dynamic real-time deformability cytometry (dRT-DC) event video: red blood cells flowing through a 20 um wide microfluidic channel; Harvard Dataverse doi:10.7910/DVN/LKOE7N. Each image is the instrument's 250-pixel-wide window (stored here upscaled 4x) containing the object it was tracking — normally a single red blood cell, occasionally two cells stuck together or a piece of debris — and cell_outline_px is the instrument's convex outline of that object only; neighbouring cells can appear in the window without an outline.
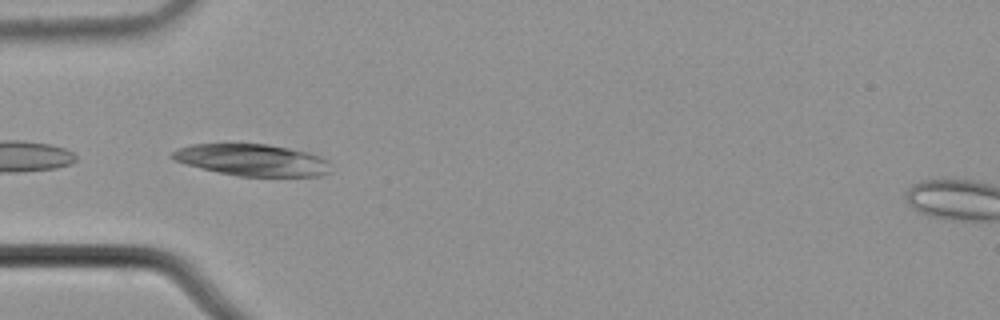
{"species": "common noctule bat (a hibernating species)", "species_latin": "Nyctalus noctula", "temperature_condition": "cold", "stored_images_in_passage": 3, "camera_frame_rate_fps": 3000, "um_per_image_px": 0.085, "animal": {"sex": "male", "body_mass_g": 21.5, "forearm_length_mm": 52.0}, "frame": {"image": 1, "passage_image": 1, "time_ms": 0.0, "image_size_px": [1000, 320], "cell_outline_px": [[332, 172], [320, 176], [240, 176], [220, 172], [184, 164], [172, 160], [168, 156], [176, 148], [192, 144], [268, 144], [308, 152], [320, 156], [328, 160]], "centroid_in_image_um": [21.43, 13.6], "position_along_channel_um": 63.6, "area_um2": 29.48}}